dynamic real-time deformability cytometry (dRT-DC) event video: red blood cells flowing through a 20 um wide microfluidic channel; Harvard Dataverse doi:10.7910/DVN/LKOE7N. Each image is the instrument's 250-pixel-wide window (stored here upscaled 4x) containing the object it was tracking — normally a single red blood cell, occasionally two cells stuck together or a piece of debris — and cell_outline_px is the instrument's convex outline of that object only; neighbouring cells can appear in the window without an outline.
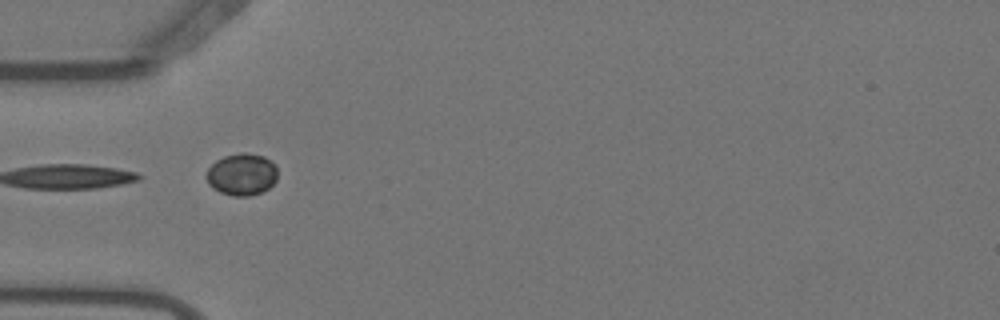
{"species": "Egyptian fruit bat (a non-hibernating species)", "species_latin": "Rousettus aegyptiacus", "temperature_condition": "warm", "stored_images_in_passage": 4, "camera_frame_rate_fps": 3000, "um_per_image_px": 0.085, "animal": {"sex": "female"}, "frame": {"image": 1, "passage_image": 4, "time_ms": 1.0, "image_size_px": [1000, 320], "cell_outline_px": [[276, 180], [268, 188], [260, 192], [248, 196], [232, 196], [220, 192], [212, 188], [208, 184], [204, 176], [208, 168], [216, 160], [224, 156], [240, 152], [248, 152], [264, 156], [272, 160], [276, 168]], "centroid_in_image_um": [20.52, 14.81], "position_along_channel_um": 64.5, "area_um2": 17.63}}